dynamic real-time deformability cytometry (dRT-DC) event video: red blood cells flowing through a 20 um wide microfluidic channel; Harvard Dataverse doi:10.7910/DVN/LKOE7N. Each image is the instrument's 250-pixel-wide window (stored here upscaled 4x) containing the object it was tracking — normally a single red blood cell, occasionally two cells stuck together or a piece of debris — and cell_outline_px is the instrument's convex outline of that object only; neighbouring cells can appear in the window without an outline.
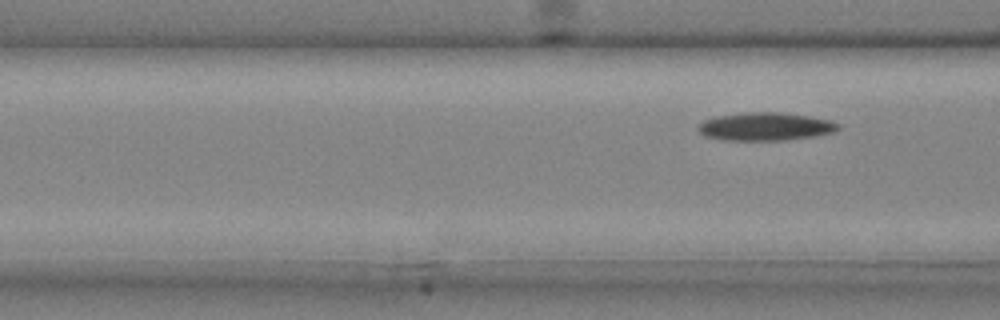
{"species": "common noctule bat (a hibernating species)", "species_latin": "Nyctalus noctula", "temperature_condition": "cold", "stored_images_in_passage": 4, "camera_frame_rate_fps": 3000, "um_per_image_px": 0.085, "animal": {"sex": "male", "body_mass_g": 20.4}, "frame": {"image": 1, "passage_image": 4, "time_ms": 1.0, "image_size_px": [1000, 320], "cell_outline_px": [[840, 128], [836, 132], [812, 136], [784, 140], [724, 140], [704, 136], [696, 128], [704, 120], [716, 116], [748, 112], [780, 112], [808, 116], [828, 120], [840, 124]], "centroid_in_image_um": [65.05, 10.75], "position_along_channel_um": 101.6, "area_um2": 22.83}}